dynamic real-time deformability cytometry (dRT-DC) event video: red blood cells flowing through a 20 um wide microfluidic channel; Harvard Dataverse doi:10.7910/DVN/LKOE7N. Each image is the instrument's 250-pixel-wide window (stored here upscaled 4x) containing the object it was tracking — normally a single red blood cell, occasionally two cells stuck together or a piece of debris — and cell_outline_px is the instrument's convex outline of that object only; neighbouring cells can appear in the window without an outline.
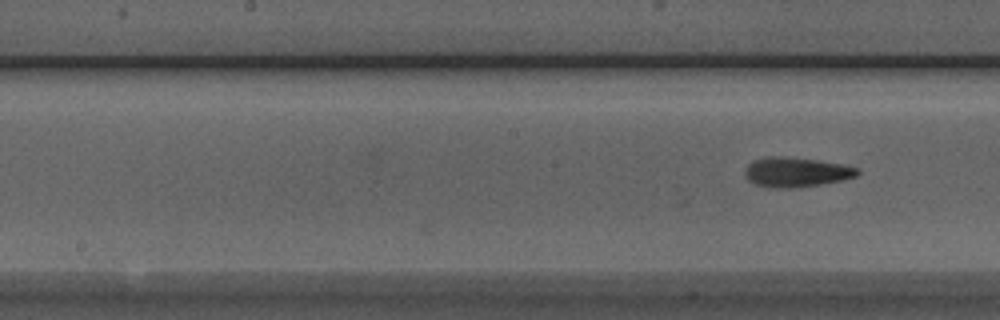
{"species": "Egyptian fruit bat (a non-hibernating species)", "species_latin": "Rousettus aegyptiacus", "temperature_condition": "room temperature", "stored_images_in_passage": 13, "camera_frame_rate_fps": 3000, "um_per_image_px": 0.085, "animal": {"sex": "male"}, "frame": {"image": 1, "passage_image": 13, "time_ms": 4.0, "image_size_px": [1000, 320], "cell_outline_px": [[860, 172], [856, 176], [840, 180], [820, 184], [792, 188], [768, 188], [756, 184], [748, 180], [744, 176], [744, 172], [748, 164], [752, 160], [764, 156], [784, 156], [816, 160], [840, 164], [860, 168]], "centroid_in_image_um": [67.61, 14.62], "position_along_channel_um": 180.6, "area_um2": 19.54}}